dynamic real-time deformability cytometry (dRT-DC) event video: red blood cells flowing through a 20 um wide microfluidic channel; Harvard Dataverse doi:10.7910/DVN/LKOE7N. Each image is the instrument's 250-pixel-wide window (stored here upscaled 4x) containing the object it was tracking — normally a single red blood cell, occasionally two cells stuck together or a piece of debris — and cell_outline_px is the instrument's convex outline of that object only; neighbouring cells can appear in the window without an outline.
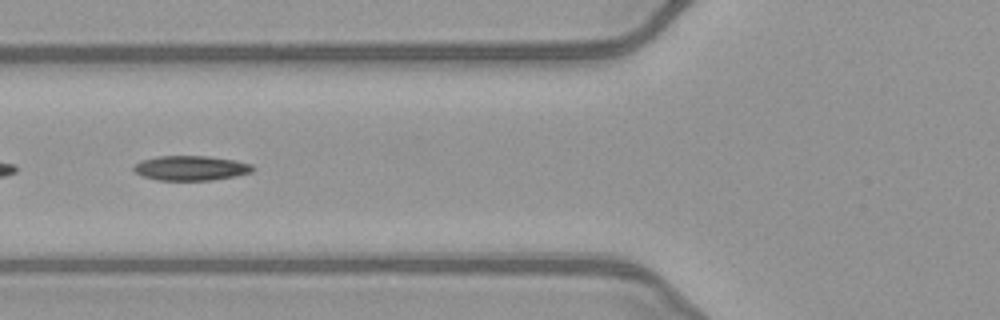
{"species": "common noctule bat (a hibernating species)", "species_latin": "Nyctalus noctula", "temperature_condition": "warm", "stored_images_in_passage": 52, "segment_of_instrument_passage": [2, 2], "camera_frame_rate_fps": 3000, "um_per_image_px": 0.085, "animal": {"sex": "female", "body_mass_g": 21.9}, "frame": {"image": 1, "passage_image": 21, "time_ms": 6.667, "image_size_px": [1000, 320], "cell_outline_px": [[252, 172], [236, 176], [212, 180], [160, 180], [144, 176], [136, 172], [132, 168], [136, 164], [144, 160], [156, 156], [208, 156], [236, 160], [252, 164]], "centroid_in_image_um": [16.26, 14.28], "position_along_channel_um": 109.5, "area_um2": 16.99}}
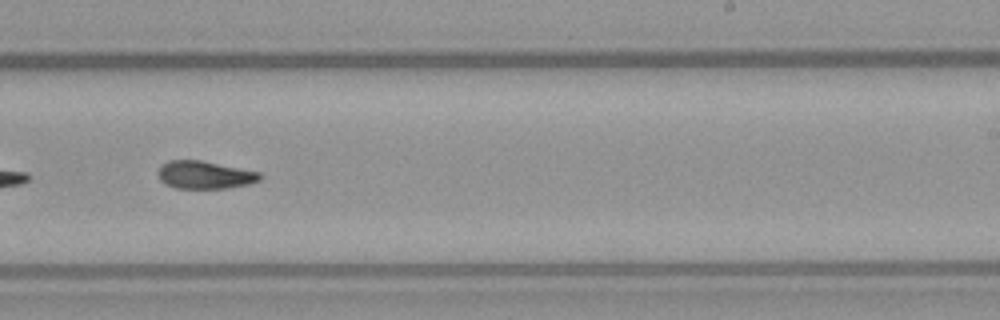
{"frame": {"image": 2, "passage_image": 33, "time_ms": 10.667, "image_size_px": [1000, 320], "cell_outline_px": [[260, 180], [248, 184], [224, 188], [176, 188], [164, 184], [160, 180], [156, 172], [160, 164], [168, 160], [200, 160], [260, 172]], "centroid_in_image_um": [17.32, 14.86], "position_along_channel_um": 271.7, "area_um2": 16.53}}
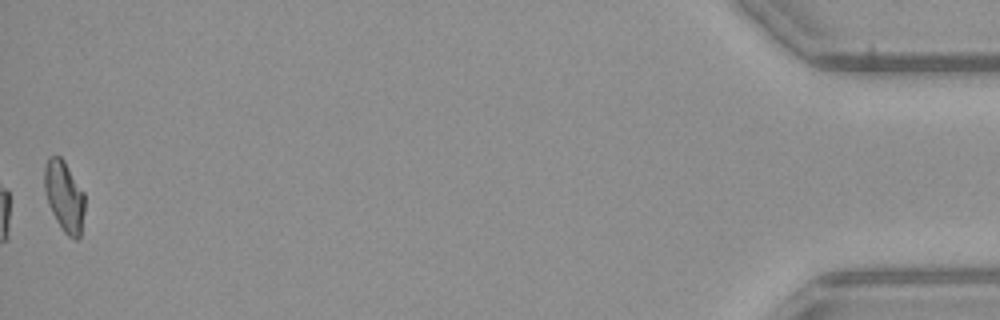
{"frame": {"image": 3, "passage_image": 52, "time_ms": 17.0, "image_size_px": [1000, 320], "cell_outline_px": [[84, 212], [80, 236], [76, 240], [68, 236], [64, 232], [56, 220], [48, 204], [44, 188], [44, 168], [48, 156], [60, 156], [64, 160], [84, 192]], "centroid_in_image_um": [5.46, 16.67], "position_along_channel_um": 429.7, "area_um2": 16.65}}